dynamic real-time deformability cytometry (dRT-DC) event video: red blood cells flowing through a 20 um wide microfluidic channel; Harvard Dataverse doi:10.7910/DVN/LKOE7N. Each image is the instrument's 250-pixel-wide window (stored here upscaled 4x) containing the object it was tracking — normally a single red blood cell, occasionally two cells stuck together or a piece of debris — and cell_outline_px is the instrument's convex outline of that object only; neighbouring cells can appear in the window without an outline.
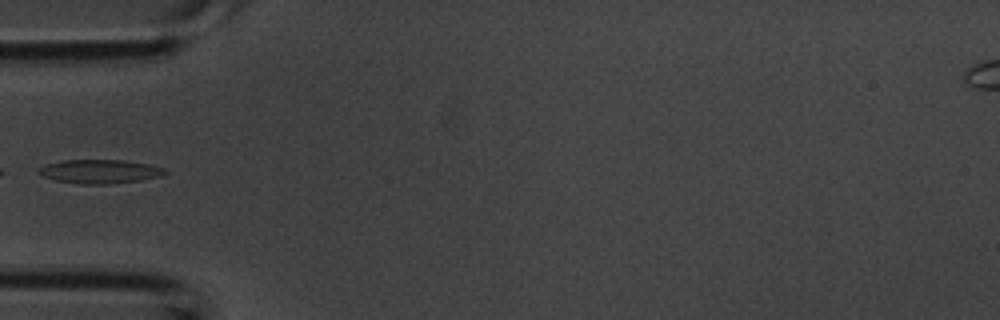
{"species": "common noctule bat (a hibernating species)", "species_latin": "Nyctalus noctula", "temperature_condition": "room temperature", "stored_images_in_passage": 29, "camera_frame_rate_fps": 3000, "um_per_image_px": 0.085, "animal": {"sex": "male", "body_mass_g": 20.1, "forearm_length_mm": 53.5}, "frame": {"image": 1, "passage_image": 1, "time_ms": 0.0, "image_size_px": [1000, 320], "cell_outline_px": [[168, 172], [160, 176], [140, 180], [108, 184], [80, 184], [56, 180], [44, 176], [36, 172], [36, 168], [44, 164], [60, 160], [124, 160], [148, 164], [164, 168]], "centroid_in_image_um": [8.43, 14.56], "position_along_channel_um": 76.6, "area_um2": 17.63}}